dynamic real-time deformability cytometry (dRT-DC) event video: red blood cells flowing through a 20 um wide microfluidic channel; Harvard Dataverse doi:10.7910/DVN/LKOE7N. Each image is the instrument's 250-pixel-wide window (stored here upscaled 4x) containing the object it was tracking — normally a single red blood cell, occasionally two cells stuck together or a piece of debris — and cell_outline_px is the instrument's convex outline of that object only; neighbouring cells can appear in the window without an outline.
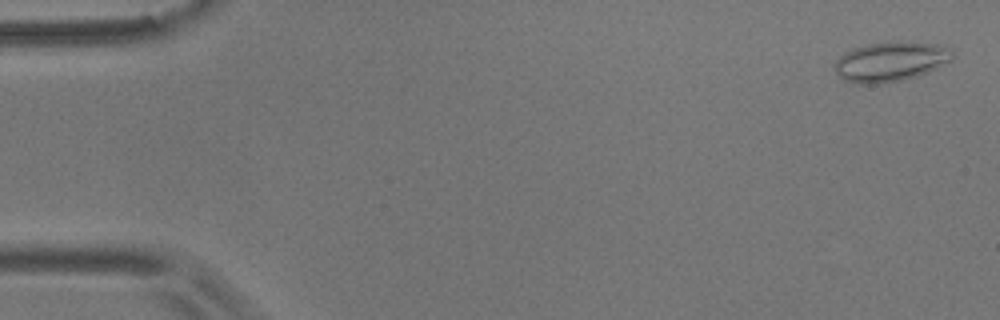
{"species": "common noctule bat (a hibernating species)", "species_latin": "Nyctalus noctula", "temperature_condition": "room temperature", "stored_images_in_passage": 55, "camera_frame_rate_fps": 3000, "um_per_image_px": 0.085, "animal": {"sex": "male", "body_mass_g": 17.9}, "frame": {"image": 1, "passage_image": 2, "time_ms": 0.333, "image_size_px": [1000, 320], "cell_outline_px": [[956, 56], [952, 60], [928, 72], [916, 76], [900, 80], [880, 84], [860, 84], [844, 80], [836, 72], [832, 64], [844, 52], [852, 48], [868, 44], [888, 40], [908, 40], [944, 44], [952, 48]], "centroid_in_image_um": [75.75, 5.19], "position_along_channel_um": 9.2, "area_um2": 28.21}}
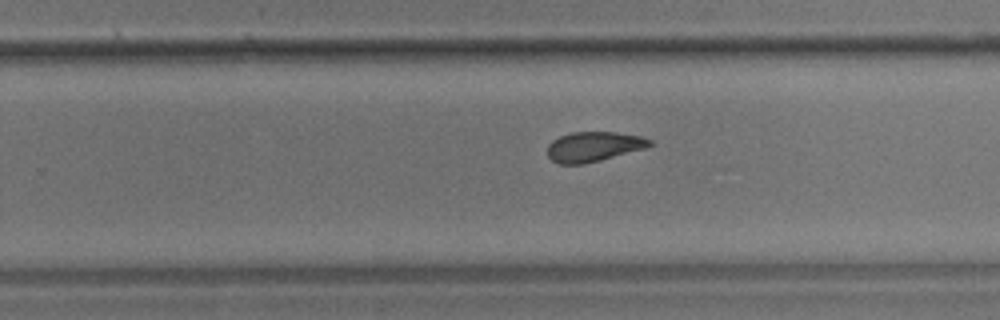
{"frame": {"image": 2, "passage_image": 35, "time_ms": 11.333, "image_size_px": [1000, 320], "cell_outline_px": [[652, 144], [648, 148], [584, 164], [560, 164], [552, 160], [548, 156], [548, 144], [552, 140], [560, 136], [572, 132], [616, 132], [640, 136], [652, 140]], "centroid_in_image_um": [50.48, 12.46], "position_along_channel_um": 279.3, "area_um2": 17.86}}
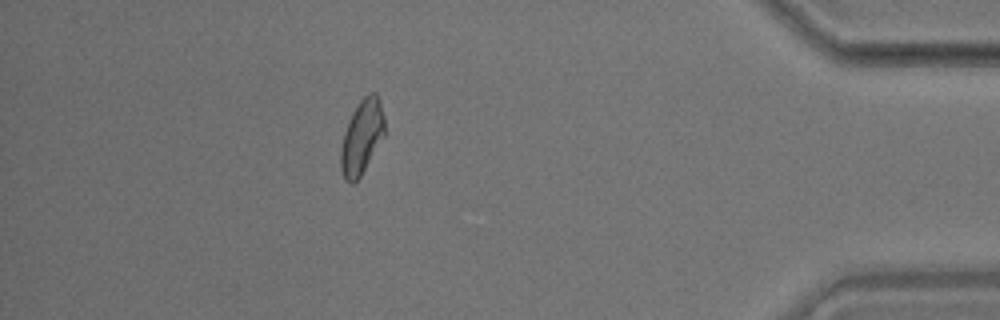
{"frame": {"image": 3, "passage_image": 49, "time_ms": 16.0, "image_size_px": [1000, 320], "cell_outline_px": [[384, 136], [360, 176], [352, 184], [344, 180], [340, 168], [340, 152], [344, 132], [348, 120], [352, 112], [360, 100], [368, 92], [376, 92], [380, 100], [384, 116]], "centroid_in_image_um": [30.74, 11.62], "position_along_channel_um": 404.5, "area_um2": 19.02}, "authors_computed_cell_mechanics": {"area_um2": 18.9584, "velocity_mm_per_s": 3.6491, "shape_relaxation_time_tau1_ms": null, "shape_relaxation_time_tau2_ms": 1.8665, "deformation_change_tau1": null, "deformation_change_tau2": 0.0859}}